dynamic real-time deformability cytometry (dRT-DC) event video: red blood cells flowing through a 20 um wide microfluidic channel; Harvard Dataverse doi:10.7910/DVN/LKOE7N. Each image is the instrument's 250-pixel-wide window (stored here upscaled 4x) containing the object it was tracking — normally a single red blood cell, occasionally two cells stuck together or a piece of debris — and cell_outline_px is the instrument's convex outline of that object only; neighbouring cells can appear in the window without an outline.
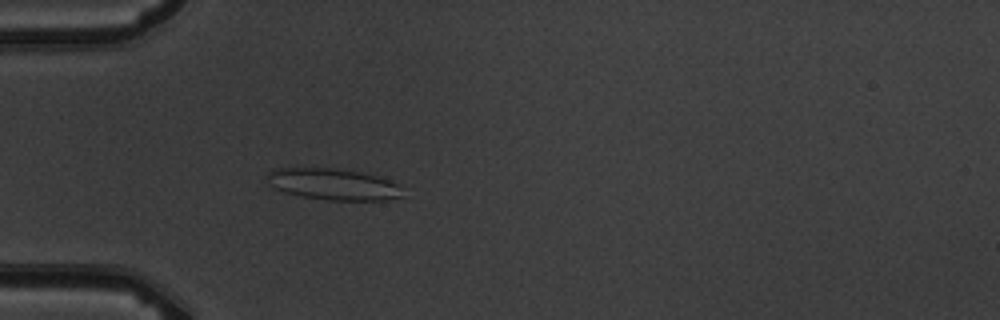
{"species": "common noctule bat (a hibernating species)", "species_latin": "Nyctalus noctula", "temperature_condition": "warm", "stored_images_in_passage": 4, "camera_frame_rate_fps": 3000, "um_per_image_px": 0.085, "animal": {"sex": "male", "body_mass_g": 19.5, "forearm_length_mm": 54.6}, "frame": {"image": 1, "passage_image": 4, "time_ms": 3.333, "image_size_px": [1000, 320], "cell_outline_px": [[404, 196], [388, 200], [328, 200], [304, 196], [284, 192], [268, 184], [264, 176], [272, 168], [332, 168], [360, 172], [376, 176], [388, 180], [396, 184]], "centroid_in_image_um": [28.25, 15.65], "position_along_channel_um": 56.7, "area_um2": 24.68}}